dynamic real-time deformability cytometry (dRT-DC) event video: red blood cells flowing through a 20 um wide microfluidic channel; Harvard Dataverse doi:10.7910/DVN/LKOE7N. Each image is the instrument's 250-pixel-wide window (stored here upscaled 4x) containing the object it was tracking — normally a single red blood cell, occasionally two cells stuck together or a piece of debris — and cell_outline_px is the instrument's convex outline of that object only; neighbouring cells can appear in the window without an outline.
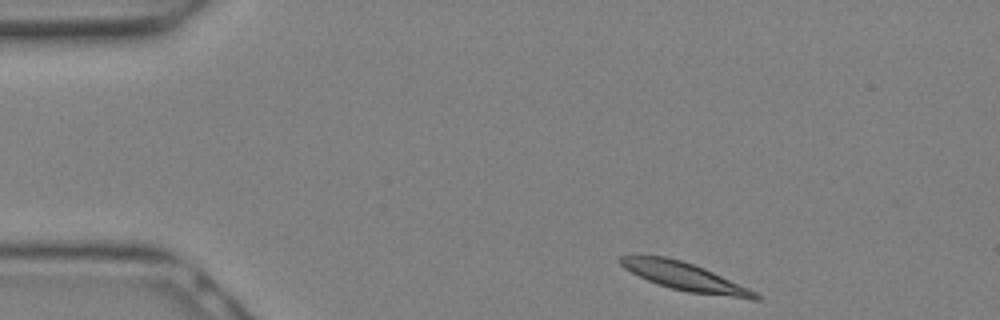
{"species": "Egyptian fruit bat (a non-hibernating species)", "species_latin": "Rousettus aegyptiacus", "temperature_condition": "warm", "stored_images_in_passage": 7, "camera_frame_rate_fps": 3000, "um_per_image_px": 0.085, "animal": {"sex": "female"}, "frame": {"image": 1, "passage_image": 1, "time_ms": 0.0, "image_size_px": [1000, 320], "cell_outline_px": [[760, 300], [752, 300], [688, 292], [672, 288], [648, 280], [624, 268], [616, 260], [620, 256], [664, 256], [680, 260], [704, 268], [748, 288], [756, 292], [760, 296]], "centroid_in_image_um": [58.24, 23.53], "position_along_channel_um": 26.8, "area_um2": 21.68}}
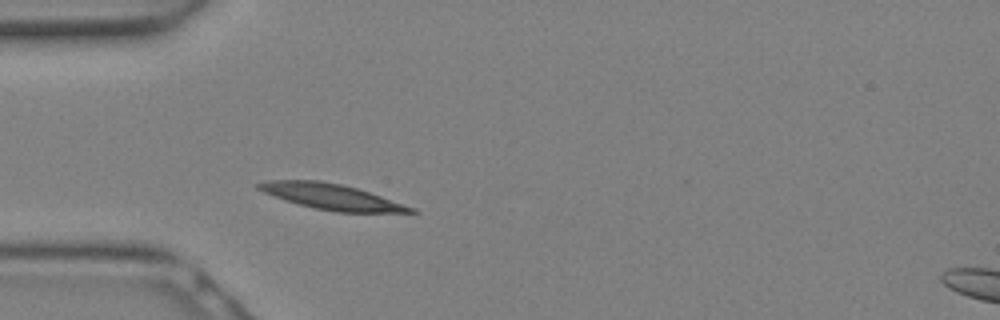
{"frame": {"image": 2, "passage_image": 5, "time_ms": 1.333, "image_size_px": [1000, 320], "cell_outline_px": [[420, 212], [336, 212], [316, 208], [300, 204], [264, 192], [256, 188], [256, 184], [268, 180], [320, 180], [340, 184], [356, 188], [416, 208]], "centroid_in_image_um": [28.19, 16.71], "position_along_channel_um": 56.8, "area_um2": 22.2}}
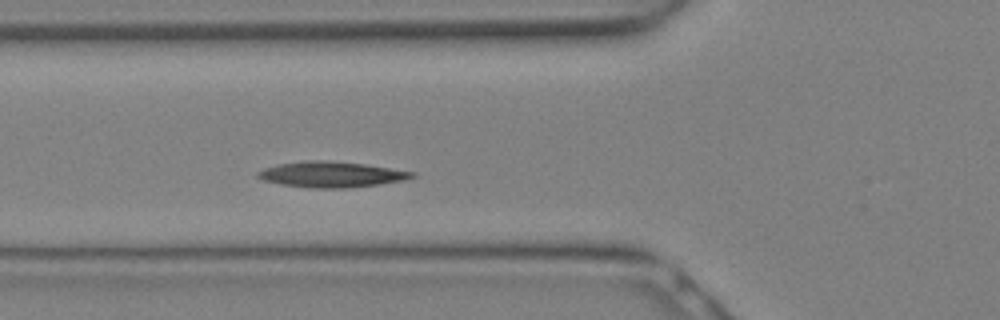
{"frame": {"image": 3, "passage_image": 7, "time_ms": 2.0, "image_size_px": [1000, 320], "cell_outline_px": [[416, 176], [400, 180], [376, 184], [348, 188], [312, 188], [284, 184], [264, 180], [256, 176], [256, 172], [264, 168], [280, 164], [304, 160], [328, 160], [364, 164], [416, 172]], "centroid_in_image_um": [28.14, 14.81], "position_along_channel_um": 97.7, "area_um2": 22.77}}